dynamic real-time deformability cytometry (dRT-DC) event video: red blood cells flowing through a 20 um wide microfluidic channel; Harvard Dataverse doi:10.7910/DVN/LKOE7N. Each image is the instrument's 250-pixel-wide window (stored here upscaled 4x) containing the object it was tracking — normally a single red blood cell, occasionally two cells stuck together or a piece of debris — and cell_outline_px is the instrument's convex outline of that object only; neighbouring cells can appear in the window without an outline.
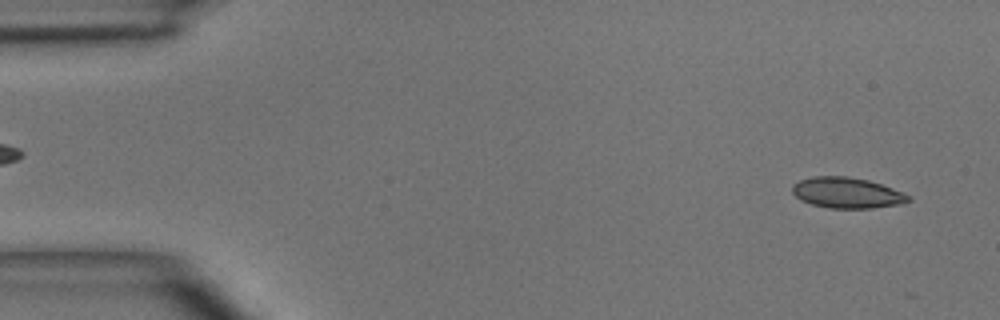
{"species": "common noctule bat (a hibernating species)", "species_latin": "Nyctalus noctula", "temperature_condition": "room temperature", "stored_images_in_passage": 3, "segment_of_instrument_passage": [2, 2], "camera_frame_rate_fps": 3000, "um_per_image_px": 0.085, "animal": {"sex": "male", "body_mass_g": 15.6}, "frame": {"image": 1, "passage_image": 3, "time_ms": 3.0, "image_size_px": [1000, 320], "cell_outline_px": [[912, 200], [900, 204], [872, 208], [828, 208], [812, 204], [800, 200], [792, 192], [792, 184], [800, 180], [816, 176], [848, 176], [868, 180], [892, 188], [908, 196]], "centroid_in_image_um": [71.95, 16.39], "position_along_channel_um": 13.0, "area_um2": 20.63}}